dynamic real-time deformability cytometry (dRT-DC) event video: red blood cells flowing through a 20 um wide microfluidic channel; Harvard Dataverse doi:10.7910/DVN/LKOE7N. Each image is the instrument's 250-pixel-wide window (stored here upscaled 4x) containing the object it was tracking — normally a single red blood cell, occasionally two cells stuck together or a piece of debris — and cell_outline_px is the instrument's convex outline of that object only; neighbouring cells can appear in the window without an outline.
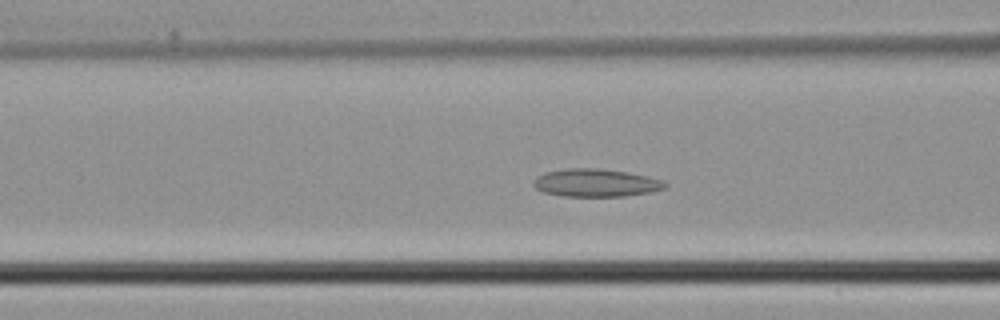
{"species": "common noctule bat (a hibernating species)", "species_latin": "Nyctalus noctula", "temperature_condition": "cold", "stored_images_in_passage": 42, "camera_frame_rate_fps": 3000, "um_per_image_px": 0.085, "animal": {"sex": "male", "body_mass_g": 21.5, "forearm_length_mm": 52.0}, "frame": {"image": 1, "passage_image": 15, "time_ms": 4.667, "image_size_px": [1000, 320], "cell_outline_px": [[668, 184], [664, 188], [652, 192], [624, 196], [564, 196], [544, 192], [536, 188], [532, 184], [536, 176], [544, 172], [568, 168], [596, 168], [628, 172], [648, 176], [660, 180]], "centroid_in_image_um": [50.63, 15.53], "position_along_channel_um": 116.0, "area_um2": 21.33}}
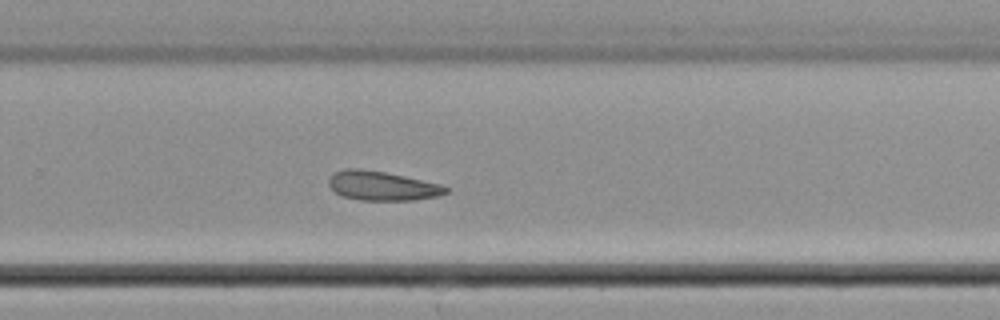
{"frame": {"image": 2, "passage_image": 27, "time_ms": 8.667, "image_size_px": [1000, 320], "cell_outline_px": [[452, 188], [448, 192], [440, 196], [416, 200], [360, 200], [344, 196], [336, 192], [328, 184], [328, 180], [336, 172], [344, 168], [360, 168], [384, 172], [404, 176], [440, 184]], "centroid_in_image_um": [32.54, 15.8], "position_along_channel_um": 297.3, "area_um2": 19.94}}
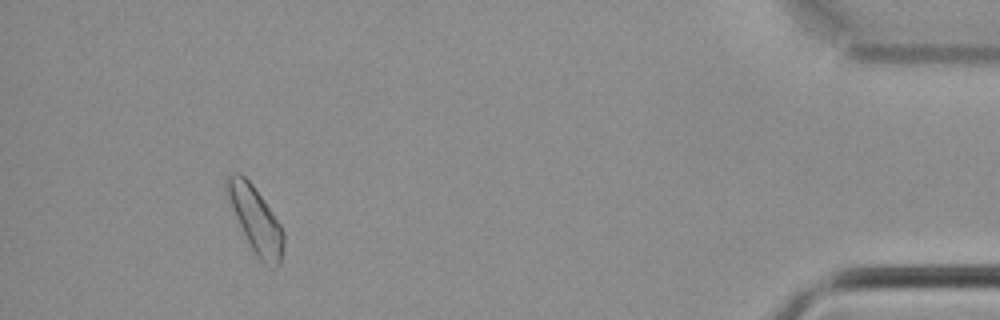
{"frame": {"image": 3, "passage_image": 39, "time_ms": 12.667, "image_size_px": [1000, 320], "cell_outline_px": [[284, 244], [280, 264], [272, 268], [264, 264], [256, 256], [240, 224], [224, 184], [224, 180], [228, 172], [240, 172], [252, 184], [280, 224], [284, 232]], "centroid_in_image_um": [21.75, 18.66], "position_along_channel_um": 413.5, "area_um2": 21.15}}